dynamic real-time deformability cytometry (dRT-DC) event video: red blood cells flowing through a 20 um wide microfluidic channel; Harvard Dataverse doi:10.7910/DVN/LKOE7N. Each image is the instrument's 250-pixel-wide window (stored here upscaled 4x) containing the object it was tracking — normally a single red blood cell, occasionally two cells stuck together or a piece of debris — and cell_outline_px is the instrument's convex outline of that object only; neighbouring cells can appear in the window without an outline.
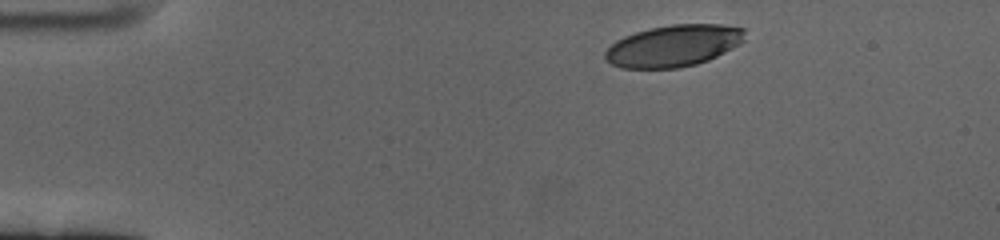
{"species": "human", "species_latin": "Homo sapiens", "temperature_condition": "cold", "stored_images_in_passage": 51, "camera_frame_rate_fps": 3000, "um_per_image_px": 0.085, "donor": {"sex": "female"}, "frame": {"image": 1, "passage_image": 1, "time_ms": 0.0, "image_size_px": [1000, 240], "cell_outline_px": [[744, 40], [740, 44], [708, 60], [696, 64], [680, 68], [620, 68], [612, 64], [604, 56], [604, 52], [616, 40], [624, 36], [636, 32], [652, 28], [672, 24], [720, 24], [744, 28]], "centroid_in_image_um": [57.25, 3.89], "position_along_channel_um": 27.8, "area_um2": 33.81}}
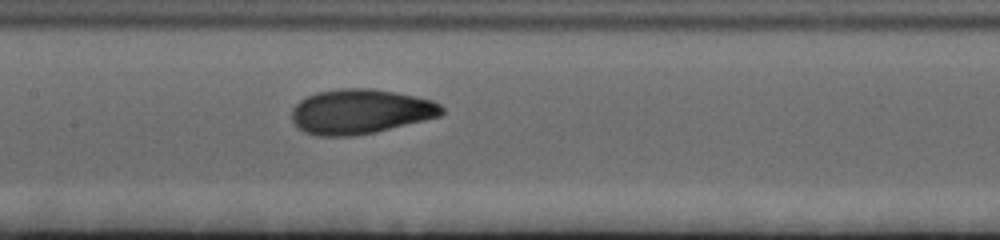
{"frame": {"image": 2, "passage_image": 21, "time_ms": 6.667, "image_size_px": [1000, 240], "cell_outline_px": [[444, 112], [440, 116], [424, 120], [372, 132], [352, 136], [316, 136], [304, 132], [296, 128], [292, 120], [292, 108], [300, 100], [316, 92], [340, 88], [372, 88], [416, 96], [432, 100], [440, 104], [444, 108]], "centroid_in_image_um": [30.6, 9.47], "position_along_channel_um": 176.8, "area_um2": 39.13}}
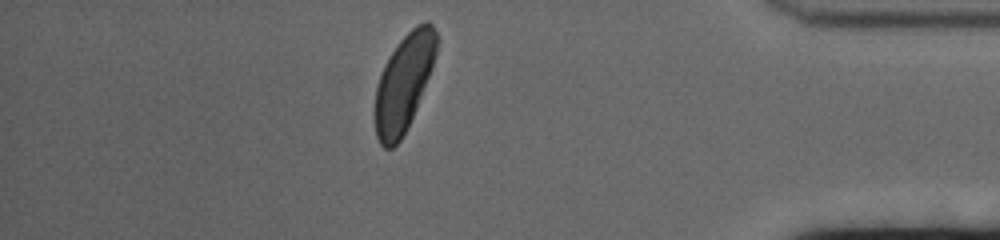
{"frame": {"image": 3, "passage_image": 44, "time_ms": 14.333, "image_size_px": [1000, 240], "cell_outline_px": [[440, 40], [432, 68], [416, 108], [400, 140], [392, 148], [384, 148], [380, 144], [376, 136], [372, 112], [376, 88], [384, 64], [400, 40], [416, 24], [424, 20], [428, 20], [432, 24]], "centroid_in_image_um": [34.31, 7.02], "position_along_channel_um": 400.9, "area_um2": 35.03}, "authors_computed_cell_mechanics": {"area_um2": 36.9342, "velocity_mm_per_s": 3.3574, "shape_relaxation_time_tau1_ms": 4.2371, "shape_relaxation_time_tau2_ms": 0.8891, "deformation_change_tau1": 0.1844, "deformation_change_tau2": 0.0595}}